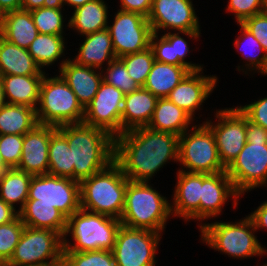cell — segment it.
I'll return each instance as SVG.
<instances>
[{"label":"cell","instance_id":"6da1fadb","mask_svg":"<svg viewBox=\"0 0 267 266\" xmlns=\"http://www.w3.org/2000/svg\"><path fill=\"white\" fill-rule=\"evenodd\" d=\"M179 136L139 127L114 138V161L129 181L148 182L170 159L178 161Z\"/></svg>","mask_w":267,"mask_h":266},{"label":"cell","instance_id":"7a4b0ae2","mask_svg":"<svg viewBox=\"0 0 267 266\" xmlns=\"http://www.w3.org/2000/svg\"><path fill=\"white\" fill-rule=\"evenodd\" d=\"M72 151L74 180L81 182L114 161V138L106 131L85 123L57 127Z\"/></svg>","mask_w":267,"mask_h":266},{"label":"cell","instance_id":"3957f363","mask_svg":"<svg viewBox=\"0 0 267 266\" xmlns=\"http://www.w3.org/2000/svg\"><path fill=\"white\" fill-rule=\"evenodd\" d=\"M127 183L128 178L113 161L105 169L80 182L81 208L120 220Z\"/></svg>","mask_w":267,"mask_h":266},{"label":"cell","instance_id":"277c9868","mask_svg":"<svg viewBox=\"0 0 267 266\" xmlns=\"http://www.w3.org/2000/svg\"><path fill=\"white\" fill-rule=\"evenodd\" d=\"M246 138L245 146L226 168L239 195L267 184V130L247 118Z\"/></svg>","mask_w":267,"mask_h":266},{"label":"cell","instance_id":"5b68a950","mask_svg":"<svg viewBox=\"0 0 267 266\" xmlns=\"http://www.w3.org/2000/svg\"><path fill=\"white\" fill-rule=\"evenodd\" d=\"M171 214L168 200L149 186L148 182L128 180L123 213L120 218L123 226L160 233Z\"/></svg>","mask_w":267,"mask_h":266},{"label":"cell","instance_id":"8992f818","mask_svg":"<svg viewBox=\"0 0 267 266\" xmlns=\"http://www.w3.org/2000/svg\"><path fill=\"white\" fill-rule=\"evenodd\" d=\"M121 225L119 219L80 208L67 219L63 251L112 250ZM68 233L72 234L75 241L73 245L66 240Z\"/></svg>","mask_w":267,"mask_h":266},{"label":"cell","instance_id":"52a82bcc","mask_svg":"<svg viewBox=\"0 0 267 266\" xmlns=\"http://www.w3.org/2000/svg\"><path fill=\"white\" fill-rule=\"evenodd\" d=\"M38 104V124L59 127L83 122L85 108L61 75L53 78L44 75Z\"/></svg>","mask_w":267,"mask_h":266},{"label":"cell","instance_id":"ba28073f","mask_svg":"<svg viewBox=\"0 0 267 266\" xmlns=\"http://www.w3.org/2000/svg\"><path fill=\"white\" fill-rule=\"evenodd\" d=\"M200 229L202 240L211 248L235 258L262 256L267 251L254 235L256 229L249 215L238 223L214 222L203 224Z\"/></svg>","mask_w":267,"mask_h":266},{"label":"cell","instance_id":"9c48e42d","mask_svg":"<svg viewBox=\"0 0 267 266\" xmlns=\"http://www.w3.org/2000/svg\"><path fill=\"white\" fill-rule=\"evenodd\" d=\"M63 249V237L59 233L25 226L5 266L62 265Z\"/></svg>","mask_w":267,"mask_h":266},{"label":"cell","instance_id":"30bf717a","mask_svg":"<svg viewBox=\"0 0 267 266\" xmlns=\"http://www.w3.org/2000/svg\"><path fill=\"white\" fill-rule=\"evenodd\" d=\"M192 130V134L186 130L179 136L178 162L189 170L186 172L213 174L226 171L211 129L203 123L193 126Z\"/></svg>","mask_w":267,"mask_h":266},{"label":"cell","instance_id":"8fae6325","mask_svg":"<svg viewBox=\"0 0 267 266\" xmlns=\"http://www.w3.org/2000/svg\"><path fill=\"white\" fill-rule=\"evenodd\" d=\"M27 199L50 204L68 219L81 208L80 182L50 174L33 175Z\"/></svg>","mask_w":267,"mask_h":266},{"label":"cell","instance_id":"7c38bea8","mask_svg":"<svg viewBox=\"0 0 267 266\" xmlns=\"http://www.w3.org/2000/svg\"><path fill=\"white\" fill-rule=\"evenodd\" d=\"M159 234L121 225L112 249L116 266H154Z\"/></svg>","mask_w":267,"mask_h":266},{"label":"cell","instance_id":"4fadbf2b","mask_svg":"<svg viewBox=\"0 0 267 266\" xmlns=\"http://www.w3.org/2000/svg\"><path fill=\"white\" fill-rule=\"evenodd\" d=\"M110 32L116 58L131 53H139L150 47L153 34L146 17L135 12L119 10L114 18Z\"/></svg>","mask_w":267,"mask_h":266},{"label":"cell","instance_id":"5bb4252c","mask_svg":"<svg viewBox=\"0 0 267 266\" xmlns=\"http://www.w3.org/2000/svg\"><path fill=\"white\" fill-rule=\"evenodd\" d=\"M218 124L204 122L212 131L218 155L222 165L227 168L239 155L247 142L246 122L247 117L236 108L219 110L216 112Z\"/></svg>","mask_w":267,"mask_h":266},{"label":"cell","instance_id":"9a60e30c","mask_svg":"<svg viewBox=\"0 0 267 266\" xmlns=\"http://www.w3.org/2000/svg\"><path fill=\"white\" fill-rule=\"evenodd\" d=\"M124 95L119 89L102 81L96 95L85 107L83 123L100 128L113 138L121 135Z\"/></svg>","mask_w":267,"mask_h":266},{"label":"cell","instance_id":"2e32d148","mask_svg":"<svg viewBox=\"0 0 267 266\" xmlns=\"http://www.w3.org/2000/svg\"><path fill=\"white\" fill-rule=\"evenodd\" d=\"M152 31L178 30L191 38H199L198 18L191 0H153L147 17Z\"/></svg>","mask_w":267,"mask_h":266},{"label":"cell","instance_id":"e0dca14e","mask_svg":"<svg viewBox=\"0 0 267 266\" xmlns=\"http://www.w3.org/2000/svg\"><path fill=\"white\" fill-rule=\"evenodd\" d=\"M56 130L55 126L37 124L23 135L22 155L17 169L31 175L48 174L49 143Z\"/></svg>","mask_w":267,"mask_h":266},{"label":"cell","instance_id":"ac0fdd59","mask_svg":"<svg viewBox=\"0 0 267 266\" xmlns=\"http://www.w3.org/2000/svg\"><path fill=\"white\" fill-rule=\"evenodd\" d=\"M230 196H233L235 206L240 195L226 171L201 173L200 220L219 215L223 204Z\"/></svg>","mask_w":267,"mask_h":266},{"label":"cell","instance_id":"d6986e66","mask_svg":"<svg viewBox=\"0 0 267 266\" xmlns=\"http://www.w3.org/2000/svg\"><path fill=\"white\" fill-rule=\"evenodd\" d=\"M201 71H190L167 97L192 118L195 110L208 98L217 82L216 76H202Z\"/></svg>","mask_w":267,"mask_h":266},{"label":"cell","instance_id":"ffe728a7","mask_svg":"<svg viewBox=\"0 0 267 266\" xmlns=\"http://www.w3.org/2000/svg\"><path fill=\"white\" fill-rule=\"evenodd\" d=\"M178 180L171 205L172 215L185 220L200 219L201 173L178 170ZM175 206V207H174Z\"/></svg>","mask_w":267,"mask_h":266},{"label":"cell","instance_id":"44dd1931","mask_svg":"<svg viewBox=\"0 0 267 266\" xmlns=\"http://www.w3.org/2000/svg\"><path fill=\"white\" fill-rule=\"evenodd\" d=\"M60 74L85 108L96 95L102 79V72L96 74L94 67L81 66L70 59L62 61Z\"/></svg>","mask_w":267,"mask_h":266},{"label":"cell","instance_id":"7402d4cb","mask_svg":"<svg viewBox=\"0 0 267 266\" xmlns=\"http://www.w3.org/2000/svg\"><path fill=\"white\" fill-rule=\"evenodd\" d=\"M157 99L143 87L125 94L121 113L122 133L139 127H147L153 116Z\"/></svg>","mask_w":267,"mask_h":266},{"label":"cell","instance_id":"603a6c76","mask_svg":"<svg viewBox=\"0 0 267 266\" xmlns=\"http://www.w3.org/2000/svg\"><path fill=\"white\" fill-rule=\"evenodd\" d=\"M85 41L79 48V53L73 59L76 64L81 66L101 68L104 61L108 64L116 59L112 39L108 29L85 35ZM103 63V64H102Z\"/></svg>","mask_w":267,"mask_h":266},{"label":"cell","instance_id":"cb8c5ba5","mask_svg":"<svg viewBox=\"0 0 267 266\" xmlns=\"http://www.w3.org/2000/svg\"><path fill=\"white\" fill-rule=\"evenodd\" d=\"M19 217L27 227L50 229L64 237L67 218L54 206L27 199Z\"/></svg>","mask_w":267,"mask_h":266},{"label":"cell","instance_id":"d4e9b609","mask_svg":"<svg viewBox=\"0 0 267 266\" xmlns=\"http://www.w3.org/2000/svg\"><path fill=\"white\" fill-rule=\"evenodd\" d=\"M178 33L164 34L158 39L157 33L152 34L150 39V48L153 50L155 61L161 63L174 64L177 66H186L191 71L202 70L200 65L184 61L189 48L185 39ZM157 39V41H156Z\"/></svg>","mask_w":267,"mask_h":266},{"label":"cell","instance_id":"484cf974","mask_svg":"<svg viewBox=\"0 0 267 266\" xmlns=\"http://www.w3.org/2000/svg\"><path fill=\"white\" fill-rule=\"evenodd\" d=\"M31 12L24 9L3 14L0 36L23 49H28L38 36Z\"/></svg>","mask_w":267,"mask_h":266},{"label":"cell","instance_id":"4316f807","mask_svg":"<svg viewBox=\"0 0 267 266\" xmlns=\"http://www.w3.org/2000/svg\"><path fill=\"white\" fill-rule=\"evenodd\" d=\"M192 119L186 111L168 98H158L153 116L147 127L155 131L181 136L188 130V125L191 124Z\"/></svg>","mask_w":267,"mask_h":266},{"label":"cell","instance_id":"83f0119b","mask_svg":"<svg viewBox=\"0 0 267 266\" xmlns=\"http://www.w3.org/2000/svg\"><path fill=\"white\" fill-rule=\"evenodd\" d=\"M0 75H45L27 49L0 36Z\"/></svg>","mask_w":267,"mask_h":266},{"label":"cell","instance_id":"f1b7e54d","mask_svg":"<svg viewBox=\"0 0 267 266\" xmlns=\"http://www.w3.org/2000/svg\"><path fill=\"white\" fill-rule=\"evenodd\" d=\"M8 104L26 105L37 109L40 84L44 75H1Z\"/></svg>","mask_w":267,"mask_h":266},{"label":"cell","instance_id":"f546056e","mask_svg":"<svg viewBox=\"0 0 267 266\" xmlns=\"http://www.w3.org/2000/svg\"><path fill=\"white\" fill-rule=\"evenodd\" d=\"M190 71L186 66L154 61L143 88L149 90L157 98H167Z\"/></svg>","mask_w":267,"mask_h":266},{"label":"cell","instance_id":"4dcf8cb0","mask_svg":"<svg viewBox=\"0 0 267 266\" xmlns=\"http://www.w3.org/2000/svg\"><path fill=\"white\" fill-rule=\"evenodd\" d=\"M68 27L76 29L81 35H88L107 29V5L103 0H93L74 10Z\"/></svg>","mask_w":267,"mask_h":266},{"label":"cell","instance_id":"1f68e13d","mask_svg":"<svg viewBox=\"0 0 267 266\" xmlns=\"http://www.w3.org/2000/svg\"><path fill=\"white\" fill-rule=\"evenodd\" d=\"M38 124L36 109L17 104H5L0 109V135H25Z\"/></svg>","mask_w":267,"mask_h":266},{"label":"cell","instance_id":"d6a6232c","mask_svg":"<svg viewBox=\"0 0 267 266\" xmlns=\"http://www.w3.org/2000/svg\"><path fill=\"white\" fill-rule=\"evenodd\" d=\"M33 175L17 168H6L0 172V198L15 209L14 204L20 202L23 209L28 198L30 181Z\"/></svg>","mask_w":267,"mask_h":266},{"label":"cell","instance_id":"836d02e7","mask_svg":"<svg viewBox=\"0 0 267 266\" xmlns=\"http://www.w3.org/2000/svg\"><path fill=\"white\" fill-rule=\"evenodd\" d=\"M48 158V174L74 180L72 151L66 138L58 130L51 135Z\"/></svg>","mask_w":267,"mask_h":266},{"label":"cell","instance_id":"e575fe53","mask_svg":"<svg viewBox=\"0 0 267 266\" xmlns=\"http://www.w3.org/2000/svg\"><path fill=\"white\" fill-rule=\"evenodd\" d=\"M62 35H50L38 33V36L28 47L30 55L36 64L43 68L52 65L64 52V40Z\"/></svg>","mask_w":267,"mask_h":266},{"label":"cell","instance_id":"d590c367","mask_svg":"<svg viewBox=\"0 0 267 266\" xmlns=\"http://www.w3.org/2000/svg\"><path fill=\"white\" fill-rule=\"evenodd\" d=\"M62 5L52 3L30 11L37 31L41 34L63 36Z\"/></svg>","mask_w":267,"mask_h":266},{"label":"cell","instance_id":"8d00e7d4","mask_svg":"<svg viewBox=\"0 0 267 266\" xmlns=\"http://www.w3.org/2000/svg\"><path fill=\"white\" fill-rule=\"evenodd\" d=\"M62 266H116L112 250L63 251Z\"/></svg>","mask_w":267,"mask_h":266},{"label":"cell","instance_id":"74e56055","mask_svg":"<svg viewBox=\"0 0 267 266\" xmlns=\"http://www.w3.org/2000/svg\"><path fill=\"white\" fill-rule=\"evenodd\" d=\"M241 30L240 32L242 33L241 36L235 40V44L236 47L238 49H240V45H242V52H243V57L244 59H247L249 64H246L247 67H254L252 68V70H257L258 72L260 71V73L266 75L267 74V53L266 51L263 49L262 45L259 43V41L254 37V35L247 30L241 23H239ZM244 42H243V41ZM243 42V43H242ZM257 49L259 55L257 54H251L252 53V49ZM248 50V52H246ZM256 51V50H255ZM245 52V53H244ZM264 52V53H262ZM246 57V58H245ZM256 67V68H255Z\"/></svg>","mask_w":267,"mask_h":266},{"label":"cell","instance_id":"f35d334b","mask_svg":"<svg viewBox=\"0 0 267 266\" xmlns=\"http://www.w3.org/2000/svg\"><path fill=\"white\" fill-rule=\"evenodd\" d=\"M119 59L126 66L129 76L143 87L155 61L153 50L149 47L142 52L127 54Z\"/></svg>","mask_w":267,"mask_h":266},{"label":"cell","instance_id":"ab89813d","mask_svg":"<svg viewBox=\"0 0 267 266\" xmlns=\"http://www.w3.org/2000/svg\"><path fill=\"white\" fill-rule=\"evenodd\" d=\"M25 228L19 215L11 222L0 225V259L6 264Z\"/></svg>","mask_w":267,"mask_h":266},{"label":"cell","instance_id":"60d3db41","mask_svg":"<svg viewBox=\"0 0 267 266\" xmlns=\"http://www.w3.org/2000/svg\"><path fill=\"white\" fill-rule=\"evenodd\" d=\"M102 79L124 94L131 93L140 88L138 83L129 76L126 66L119 58L114 59L108 64L106 74L102 76Z\"/></svg>","mask_w":267,"mask_h":266},{"label":"cell","instance_id":"b9f144b4","mask_svg":"<svg viewBox=\"0 0 267 266\" xmlns=\"http://www.w3.org/2000/svg\"><path fill=\"white\" fill-rule=\"evenodd\" d=\"M23 135H0V154L3 160V170L17 168L22 155Z\"/></svg>","mask_w":267,"mask_h":266},{"label":"cell","instance_id":"7bdbcfd3","mask_svg":"<svg viewBox=\"0 0 267 266\" xmlns=\"http://www.w3.org/2000/svg\"><path fill=\"white\" fill-rule=\"evenodd\" d=\"M227 10L235 14L237 23L260 14L264 10V0H229Z\"/></svg>","mask_w":267,"mask_h":266},{"label":"cell","instance_id":"ee69618b","mask_svg":"<svg viewBox=\"0 0 267 266\" xmlns=\"http://www.w3.org/2000/svg\"><path fill=\"white\" fill-rule=\"evenodd\" d=\"M241 24L254 35L267 53V13L254 15Z\"/></svg>","mask_w":267,"mask_h":266},{"label":"cell","instance_id":"f6af8a7d","mask_svg":"<svg viewBox=\"0 0 267 266\" xmlns=\"http://www.w3.org/2000/svg\"><path fill=\"white\" fill-rule=\"evenodd\" d=\"M239 110L249 121L264 127L267 130V97L251 104L239 107Z\"/></svg>","mask_w":267,"mask_h":266},{"label":"cell","instance_id":"bcb514c9","mask_svg":"<svg viewBox=\"0 0 267 266\" xmlns=\"http://www.w3.org/2000/svg\"><path fill=\"white\" fill-rule=\"evenodd\" d=\"M152 1L153 0H120L121 9L119 10L139 13L147 18L151 12Z\"/></svg>","mask_w":267,"mask_h":266},{"label":"cell","instance_id":"7dc6e473","mask_svg":"<svg viewBox=\"0 0 267 266\" xmlns=\"http://www.w3.org/2000/svg\"><path fill=\"white\" fill-rule=\"evenodd\" d=\"M249 217L252 219L255 229L267 228V201L262 203Z\"/></svg>","mask_w":267,"mask_h":266},{"label":"cell","instance_id":"c3c4849f","mask_svg":"<svg viewBox=\"0 0 267 266\" xmlns=\"http://www.w3.org/2000/svg\"><path fill=\"white\" fill-rule=\"evenodd\" d=\"M18 215V211L0 198V225L13 221Z\"/></svg>","mask_w":267,"mask_h":266},{"label":"cell","instance_id":"681fc988","mask_svg":"<svg viewBox=\"0 0 267 266\" xmlns=\"http://www.w3.org/2000/svg\"><path fill=\"white\" fill-rule=\"evenodd\" d=\"M51 0H22L21 9L32 11L52 4Z\"/></svg>","mask_w":267,"mask_h":266},{"label":"cell","instance_id":"f907efd6","mask_svg":"<svg viewBox=\"0 0 267 266\" xmlns=\"http://www.w3.org/2000/svg\"><path fill=\"white\" fill-rule=\"evenodd\" d=\"M21 7L22 0H0V11L3 14L14 10H19Z\"/></svg>","mask_w":267,"mask_h":266},{"label":"cell","instance_id":"816d5d0a","mask_svg":"<svg viewBox=\"0 0 267 266\" xmlns=\"http://www.w3.org/2000/svg\"><path fill=\"white\" fill-rule=\"evenodd\" d=\"M93 0H63L60 4L64 6V4H69L70 6L74 7V10L78 7L83 6L85 3L90 2Z\"/></svg>","mask_w":267,"mask_h":266},{"label":"cell","instance_id":"f5cc1de1","mask_svg":"<svg viewBox=\"0 0 267 266\" xmlns=\"http://www.w3.org/2000/svg\"><path fill=\"white\" fill-rule=\"evenodd\" d=\"M6 97H5V92H4V84L2 77L0 75V109L7 104Z\"/></svg>","mask_w":267,"mask_h":266},{"label":"cell","instance_id":"db71d44e","mask_svg":"<svg viewBox=\"0 0 267 266\" xmlns=\"http://www.w3.org/2000/svg\"><path fill=\"white\" fill-rule=\"evenodd\" d=\"M3 171V160L2 155L0 154V172Z\"/></svg>","mask_w":267,"mask_h":266},{"label":"cell","instance_id":"11a10c76","mask_svg":"<svg viewBox=\"0 0 267 266\" xmlns=\"http://www.w3.org/2000/svg\"><path fill=\"white\" fill-rule=\"evenodd\" d=\"M2 22H3V13L0 11V30L2 27Z\"/></svg>","mask_w":267,"mask_h":266},{"label":"cell","instance_id":"9f6ffc18","mask_svg":"<svg viewBox=\"0 0 267 266\" xmlns=\"http://www.w3.org/2000/svg\"><path fill=\"white\" fill-rule=\"evenodd\" d=\"M264 13H267V0H264Z\"/></svg>","mask_w":267,"mask_h":266},{"label":"cell","instance_id":"6f0895ef","mask_svg":"<svg viewBox=\"0 0 267 266\" xmlns=\"http://www.w3.org/2000/svg\"><path fill=\"white\" fill-rule=\"evenodd\" d=\"M53 3H58L60 4L63 0H51Z\"/></svg>","mask_w":267,"mask_h":266},{"label":"cell","instance_id":"680465c9","mask_svg":"<svg viewBox=\"0 0 267 266\" xmlns=\"http://www.w3.org/2000/svg\"><path fill=\"white\" fill-rule=\"evenodd\" d=\"M0 266H5V263L0 259Z\"/></svg>","mask_w":267,"mask_h":266},{"label":"cell","instance_id":"91938a15","mask_svg":"<svg viewBox=\"0 0 267 266\" xmlns=\"http://www.w3.org/2000/svg\"><path fill=\"white\" fill-rule=\"evenodd\" d=\"M42 266H62V265H42Z\"/></svg>","mask_w":267,"mask_h":266}]
</instances>
